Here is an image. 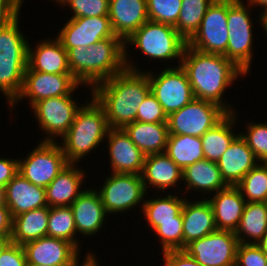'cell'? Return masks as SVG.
I'll return each instance as SVG.
<instances>
[{"mask_svg":"<svg viewBox=\"0 0 267 266\" xmlns=\"http://www.w3.org/2000/svg\"><path fill=\"white\" fill-rule=\"evenodd\" d=\"M124 50L125 69L91 89L92 97L103 108L110 129H123L137 121V111L151 92L148 74L136 69Z\"/></svg>","mask_w":267,"mask_h":266,"instance_id":"6da1fadb","label":"cell"},{"mask_svg":"<svg viewBox=\"0 0 267 266\" xmlns=\"http://www.w3.org/2000/svg\"><path fill=\"white\" fill-rule=\"evenodd\" d=\"M181 67L186 71L195 99L212 102L234 113L223 93L235 79L246 74L223 54L203 53L186 45Z\"/></svg>","mask_w":267,"mask_h":266,"instance_id":"7a4b0ae2","label":"cell"},{"mask_svg":"<svg viewBox=\"0 0 267 266\" xmlns=\"http://www.w3.org/2000/svg\"><path fill=\"white\" fill-rule=\"evenodd\" d=\"M67 57L71 74L90 89L125 69L124 42L120 38H106L89 47L69 49Z\"/></svg>","mask_w":267,"mask_h":266,"instance_id":"3957f363","label":"cell"},{"mask_svg":"<svg viewBox=\"0 0 267 266\" xmlns=\"http://www.w3.org/2000/svg\"><path fill=\"white\" fill-rule=\"evenodd\" d=\"M77 111L74 122L62 137L61 148L68 163H79L87 153L103 143L109 125L103 108L92 97Z\"/></svg>","mask_w":267,"mask_h":266,"instance_id":"277c9868","label":"cell"},{"mask_svg":"<svg viewBox=\"0 0 267 266\" xmlns=\"http://www.w3.org/2000/svg\"><path fill=\"white\" fill-rule=\"evenodd\" d=\"M19 15L0 29V91L9 106L20 95L28 66V41L19 29Z\"/></svg>","mask_w":267,"mask_h":266,"instance_id":"5b68a950","label":"cell"},{"mask_svg":"<svg viewBox=\"0 0 267 266\" xmlns=\"http://www.w3.org/2000/svg\"><path fill=\"white\" fill-rule=\"evenodd\" d=\"M127 44L136 46L151 60L179 59L181 65L187 41L173 26L148 20L124 41V50Z\"/></svg>","mask_w":267,"mask_h":266,"instance_id":"8992f818","label":"cell"},{"mask_svg":"<svg viewBox=\"0 0 267 266\" xmlns=\"http://www.w3.org/2000/svg\"><path fill=\"white\" fill-rule=\"evenodd\" d=\"M243 0H228L227 28L229 39L227 51L223 54L245 74L249 72L252 60L253 24L250 19L252 10Z\"/></svg>","mask_w":267,"mask_h":266,"instance_id":"52a82bcc","label":"cell"},{"mask_svg":"<svg viewBox=\"0 0 267 266\" xmlns=\"http://www.w3.org/2000/svg\"><path fill=\"white\" fill-rule=\"evenodd\" d=\"M228 113L220 106L199 99L167 116L169 134L203 136Z\"/></svg>","mask_w":267,"mask_h":266,"instance_id":"ba28073f","label":"cell"},{"mask_svg":"<svg viewBox=\"0 0 267 266\" xmlns=\"http://www.w3.org/2000/svg\"><path fill=\"white\" fill-rule=\"evenodd\" d=\"M68 164L60 144L55 141H40L26 159H18L19 174L42 188H46Z\"/></svg>","mask_w":267,"mask_h":266,"instance_id":"9c48e42d","label":"cell"},{"mask_svg":"<svg viewBox=\"0 0 267 266\" xmlns=\"http://www.w3.org/2000/svg\"><path fill=\"white\" fill-rule=\"evenodd\" d=\"M146 73L151 93L161 104L167 116L195 99L188 75L180 64L176 68H165L157 75L149 71Z\"/></svg>","mask_w":267,"mask_h":266,"instance_id":"30bf717a","label":"cell"},{"mask_svg":"<svg viewBox=\"0 0 267 266\" xmlns=\"http://www.w3.org/2000/svg\"><path fill=\"white\" fill-rule=\"evenodd\" d=\"M227 13L228 0H214L187 45L203 53L224 54L229 39Z\"/></svg>","mask_w":267,"mask_h":266,"instance_id":"8fae6325","label":"cell"},{"mask_svg":"<svg viewBox=\"0 0 267 266\" xmlns=\"http://www.w3.org/2000/svg\"><path fill=\"white\" fill-rule=\"evenodd\" d=\"M104 182L98 194L108 215L127 212L139 203L143 208L147 194L141 175L111 172Z\"/></svg>","mask_w":267,"mask_h":266,"instance_id":"7c38bea8","label":"cell"},{"mask_svg":"<svg viewBox=\"0 0 267 266\" xmlns=\"http://www.w3.org/2000/svg\"><path fill=\"white\" fill-rule=\"evenodd\" d=\"M72 98L74 96L50 97L32 106L39 128L46 133L42 141L54 142L57 136L62 138L68 132L77 111L81 108Z\"/></svg>","mask_w":267,"mask_h":266,"instance_id":"4fadbf2b","label":"cell"},{"mask_svg":"<svg viewBox=\"0 0 267 266\" xmlns=\"http://www.w3.org/2000/svg\"><path fill=\"white\" fill-rule=\"evenodd\" d=\"M238 238L232 231L216 230L185 248L203 266H235Z\"/></svg>","mask_w":267,"mask_h":266,"instance_id":"5bb4252c","label":"cell"},{"mask_svg":"<svg viewBox=\"0 0 267 266\" xmlns=\"http://www.w3.org/2000/svg\"><path fill=\"white\" fill-rule=\"evenodd\" d=\"M81 85L72 74H48L39 71H26L20 95L10 105L11 110L23 99H29L30 107L36 102L50 97L72 96ZM18 101V102H17Z\"/></svg>","mask_w":267,"mask_h":266,"instance_id":"9a60e30c","label":"cell"},{"mask_svg":"<svg viewBox=\"0 0 267 266\" xmlns=\"http://www.w3.org/2000/svg\"><path fill=\"white\" fill-rule=\"evenodd\" d=\"M59 31L56 37L66 51L89 47L106 38H119L112 29L109 16L70 18Z\"/></svg>","mask_w":267,"mask_h":266,"instance_id":"2e32d148","label":"cell"},{"mask_svg":"<svg viewBox=\"0 0 267 266\" xmlns=\"http://www.w3.org/2000/svg\"><path fill=\"white\" fill-rule=\"evenodd\" d=\"M27 265L72 266L79 260V250L70 242L44 236L22 245Z\"/></svg>","mask_w":267,"mask_h":266,"instance_id":"e0dca14e","label":"cell"},{"mask_svg":"<svg viewBox=\"0 0 267 266\" xmlns=\"http://www.w3.org/2000/svg\"><path fill=\"white\" fill-rule=\"evenodd\" d=\"M108 139L112 173L141 175L145 154L130 140L123 129H109Z\"/></svg>","mask_w":267,"mask_h":266,"instance_id":"ac0fdd59","label":"cell"},{"mask_svg":"<svg viewBox=\"0 0 267 266\" xmlns=\"http://www.w3.org/2000/svg\"><path fill=\"white\" fill-rule=\"evenodd\" d=\"M258 163L240 133L217 162L221 176L229 186H236Z\"/></svg>","mask_w":267,"mask_h":266,"instance_id":"d6986e66","label":"cell"},{"mask_svg":"<svg viewBox=\"0 0 267 266\" xmlns=\"http://www.w3.org/2000/svg\"><path fill=\"white\" fill-rule=\"evenodd\" d=\"M112 29L123 42L148 21L146 0H109Z\"/></svg>","mask_w":267,"mask_h":266,"instance_id":"ffe728a7","label":"cell"},{"mask_svg":"<svg viewBox=\"0 0 267 266\" xmlns=\"http://www.w3.org/2000/svg\"><path fill=\"white\" fill-rule=\"evenodd\" d=\"M70 207L73 211L77 233L88 237L100 232L107 212L98 190L84 189Z\"/></svg>","mask_w":267,"mask_h":266,"instance_id":"44dd1931","label":"cell"},{"mask_svg":"<svg viewBox=\"0 0 267 266\" xmlns=\"http://www.w3.org/2000/svg\"><path fill=\"white\" fill-rule=\"evenodd\" d=\"M4 193L12 218L47 206L45 188L32 184L19 173L5 186Z\"/></svg>","mask_w":267,"mask_h":266,"instance_id":"7402d4cb","label":"cell"},{"mask_svg":"<svg viewBox=\"0 0 267 266\" xmlns=\"http://www.w3.org/2000/svg\"><path fill=\"white\" fill-rule=\"evenodd\" d=\"M206 199L212 207L217 229L235 232L246 204L239 188L228 185Z\"/></svg>","mask_w":267,"mask_h":266,"instance_id":"603a6c76","label":"cell"},{"mask_svg":"<svg viewBox=\"0 0 267 266\" xmlns=\"http://www.w3.org/2000/svg\"><path fill=\"white\" fill-rule=\"evenodd\" d=\"M34 49L28 45V66L26 71L48 74H71L67 51L58 38L42 40ZM33 49V50H32Z\"/></svg>","mask_w":267,"mask_h":266,"instance_id":"cb8c5ba5","label":"cell"},{"mask_svg":"<svg viewBox=\"0 0 267 266\" xmlns=\"http://www.w3.org/2000/svg\"><path fill=\"white\" fill-rule=\"evenodd\" d=\"M182 220L183 250L192 241L218 230L212 207L205 198L195 202L185 200L182 208Z\"/></svg>","mask_w":267,"mask_h":266,"instance_id":"d4e9b609","label":"cell"},{"mask_svg":"<svg viewBox=\"0 0 267 266\" xmlns=\"http://www.w3.org/2000/svg\"><path fill=\"white\" fill-rule=\"evenodd\" d=\"M69 163L45 188L48 207L70 206L84 190H80L86 173Z\"/></svg>","mask_w":267,"mask_h":266,"instance_id":"484cf974","label":"cell"},{"mask_svg":"<svg viewBox=\"0 0 267 266\" xmlns=\"http://www.w3.org/2000/svg\"><path fill=\"white\" fill-rule=\"evenodd\" d=\"M183 171L165 154L157 153L145 156L142 171V180L147 191V186L156 187L161 191L175 187L182 181Z\"/></svg>","mask_w":267,"mask_h":266,"instance_id":"4316f807","label":"cell"},{"mask_svg":"<svg viewBox=\"0 0 267 266\" xmlns=\"http://www.w3.org/2000/svg\"><path fill=\"white\" fill-rule=\"evenodd\" d=\"M123 130L145 155L165 152L169 136L167 123L134 121Z\"/></svg>","mask_w":267,"mask_h":266,"instance_id":"83f0119b","label":"cell"},{"mask_svg":"<svg viewBox=\"0 0 267 266\" xmlns=\"http://www.w3.org/2000/svg\"><path fill=\"white\" fill-rule=\"evenodd\" d=\"M182 181L187 185L185 192L193 189L216 193L228 186L221 176L218 164L207 159L187 166L183 170Z\"/></svg>","mask_w":267,"mask_h":266,"instance_id":"f1b7e54d","label":"cell"},{"mask_svg":"<svg viewBox=\"0 0 267 266\" xmlns=\"http://www.w3.org/2000/svg\"><path fill=\"white\" fill-rule=\"evenodd\" d=\"M50 207L30 210L13 217L11 242H26L47 236Z\"/></svg>","mask_w":267,"mask_h":266,"instance_id":"f546056e","label":"cell"},{"mask_svg":"<svg viewBox=\"0 0 267 266\" xmlns=\"http://www.w3.org/2000/svg\"><path fill=\"white\" fill-rule=\"evenodd\" d=\"M266 233L267 202H246L242 217L234 232L239 243L257 244Z\"/></svg>","mask_w":267,"mask_h":266,"instance_id":"4dcf8cb0","label":"cell"},{"mask_svg":"<svg viewBox=\"0 0 267 266\" xmlns=\"http://www.w3.org/2000/svg\"><path fill=\"white\" fill-rule=\"evenodd\" d=\"M186 198L182 199L178 195H170L156 197V199H148L143 203V214L147 223L155 230L162 223L183 222L182 208Z\"/></svg>","mask_w":267,"mask_h":266,"instance_id":"1f68e13d","label":"cell"},{"mask_svg":"<svg viewBox=\"0 0 267 266\" xmlns=\"http://www.w3.org/2000/svg\"><path fill=\"white\" fill-rule=\"evenodd\" d=\"M236 116L235 112L228 113L218 124L201 136L205 159L217 163L238 136L232 131Z\"/></svg>","mask_w":267,"mask_h":266,"instance_id":"d6a6232c","label":"cell"},{"mask_svg":"<svg viewBox=\"0 0 267 266\" xmlns=\"http://www.w3.org/2000/svg\"><path fill=\"white\" fill-rule=\"evenodd\" d=\"M182 171L205 159L201 137L169 134L164 152Z\"/></svg>","mask_w":267,"mask_h":266,"instance_id":"836d02e7","label":"cell"},{"mask_svg":"<svg viewBox=\"0 0 267 266\" xmlns=\"http://www.w3.org/2000/svg\"><path fill=\"white\" fill-rule=\"evenodd\" d=\"M214 0H182V8L174 27L188 41L199 29L208 7Z\"/></svg>","mask_w":267,"mask_h":266,"instance_id":"e575fe53","label":"cell"},{"mask_svg":"<svg viewBox=\"0 0 267 266\" xmlns=\"http://www.w3.org/2000/svg\"><path fill=\"white\" fill-rule=\"evenodd\" d=\"M77 230L73 211L70 206L50 207L47 236L59 238L72 243L79 251Z\"/></svg>","mask_w":267,"mask_h":266,"instance_id":"d590c367","label":"cell"},{"mask_svg":"<svg viewBox=\"0 0 267 266\" xmlns=\"http://www.w3.org/2000/svg\"><path fill=\"white\" fill-rule=\"evenodd\" d=\"M236 186L246 202H267V163H258Z\"/></svg>","mask_w":267,"mask_h":266,"instance_id":"8d00e7d4","label":"cell"},{"mask_svg":"<svg viewBox=\"0 0 267 266\" xmlns=\"http://www.w3.org/2000/svg\"><path fill=\"white\" fill-rule=\"evenodd\" d=\"M146 4L150 21L176 26L182 0H146Z\"/></svg>","mask_w":267,"mask_h":266,"instance_id":"74e56055","label":"cell"},{"mask_svg":"<svg viewBox=\"0 0 267 266\" xmlns=\"http://www.w3.org/2000/svg\"><path fill=\"white\" fill-rule=\"evenodd\" d=\"M246 128L247 131L240 135L253 151L258 162L267 163V123L251 122Z\"/></svg>","mask_w":267,"mask_h":266,"instance_id":"f35d334b","label":"cell"},{"mask_svg":"<svg viewBox=\"0 0 267 266\" xmlns=\"http://www.w3.org/2000/svg\"><path fill=\"white\" fill-rule=\"evenodd\" d=\"M162 244V252L183 250V222L162 223L154 231Z\"/></svg>","mask_w":267,"mask_h":266,"instance_id":"ab89813d","label":"cell"},{"mask_svg":"<svg viewBox=\"0 0 267 266\" xmlns=\"http://www.w3.org/2000/svg\"><path fill=\"white\" fill-rule=\"evenodd\" d=\"M61 5H69L70 18L108 16L109 12V0H65Z\"/></svg>","mask_w":267,"mask_h":266,"instance_id":"60d3db41","label":"cell"},{"mask_svg":"<svg viewBox=\"0 0 267 266\" xmlns=\"http://www.w3.org/2000/svg\"><path fill=\"white\" fill-rule=\"evenodd\" d=\"M137 121L144 123H167V114L150 92L137 111Z\"/></svg>","mask_w":267,"mask_h":266,"instance_id":"b9f144b4","label":"cell"},{"mask_svg":"<svg viewBox=\"0 0 267 266\" xmlns=\"http://www.w3.org/2000/svg\"><path fill=\"white\" fill-rule=\"evenodd\" d=\"M235 266H267V255L256 244L239 243Z\"/></svg>","mask_w":267,"mask_h":266,"instance_id":"7bdbcfd3","label":"cell"},{"mask_svg":"<svg viewBox=\"0 0 267 266\" xmlns=\"http://www.w3.org/2000/svg\"><path fill=\"white\" fill-rule=\"evenodd\" d=\"M0 266H27L22 245L11 242L1 253Z\"/></svg>","mask_w":267,"mask_h":266,"instance_id":"ee69618b","label":"cell"},{"mask_svg":"<svg viewBox=\"0 0 267 266\" xmlns=\"http://www.w3.org/2000/svg\"><path fill=\"white\" fill-rule=\"evenodd\" d=\"M163 266H203L184 250L163 252Z\"/></svg>","mask_w":267,"mask_h":266,"instance_id":"f6af8a7d","label":"cell"},{"mask_svg":"<svg viewBox=\"0 0 267 266\" xmlns=\"http://www.w3.org/2000/svg\"><path fill=\"white\" fill-rule=\"evenodd\" d=\"M24 0H0V29L11 21H13L19 14Z\"/></svg>","mask_w":267,"mask_h":266,"instance_id":"bcb514c9","label":"cell"},{"mask_svg":"<svg viewBox=\"0 0 267 266\" xmlns=\"http://www.w3.org/2000/svg\"><path fill=\"white\" fill-rule=\"evenodd\" d=\"M19 173L18 160L0 158V187L5 186Z\"/></svg>","mask_w":267,"mask_h":266,"instance_id":"7dc6e473","label":"cell"},{"mask_svg":"<svg viewBox=\"0 0 267 266\" xmlns=\"http://www.w3.org/2000/svg\"><path fill=\"white\" fill-rule=\"evenodd\" d=\"M13 218L5 204H0V237H11Z\"/></svg>","mask_w":267,"mask_h":266,"instance_id":"c3c4849f","label":"cell"},{"mask_svg":"<svg viewBox=\"0 0 267 266\" xmlns=\"http://www.w3.org/2000/svg\"><path fill=\"white\" fill-rule=\"evenodd\" d=\"M85 260L81 263L82 266H100L99 261H97L96 256L91 254V252L87 253ZM79 260H77L72 266H81Z\"/></svg>","mask_w":267,"mask_h":266,"instance_id":"681fc988","label":"cell"},{"mask_svg":"<svg viewBox=\"0 0 267 266\" xmlns=\"http://www.w3.org/2000/svg\"><path fill=\"white\" fill-rule=\"evenodd\" d=\"M248 3L253 7V6H260L261 7V12L259 15H262L267 12V0H247Z\"/></svg>","mask_w":267,"mask_h":266,"instance_id":"f907efd6","label":"cell"},{"mask_svg":"<svg viewBox=\"0 0 267 266\" xmlns=\"http://www.w3.org/2000/svg\"><path fill=\"white\" fill-rule=\"evenodd\" d=\"M11 243V237H0V256L4 249Z\"/></svg>","mask_w":267,"mask_h":266,"instance_id":"816d5d0a","label":"cell"},{"mask_svg":"<svg viewBox=\"0 0 267 266\" xmlns=\"http://www.w3.org/2000/svg\"><path fill=\"white\" fill-rule=\"evenodd\" d=\"M256 245L267 255V233Z\"/></svg>","mask_w":267,"mask_h":266,"instance_id":"f5cc1de1","label":"cell"},{"mask_svg":"<svg viewBox=\"0 0 267 266\" xmlns=\"http://www.w3.org/2000/svg\"><path fill=\"white\" fill-rule=\"evenodd\" d=\"M259 21L261 22L262 27H264L267 36V12L259 16Z\"/></svg>","mask_w":267,"mask_h":266,"instance_id":"db71d44e","label":"cell"},{"mask_svg":"<svg viewBox=\"0 0 267 266\" xmlns=\"http://www.w3.org/2000/svg\"><path fill=\"white\" fill-rule=\"evenodd\" d=\"M0 204H5L4 188H1V187H0Z\"/></svg>","mask_w":267,"mask_h":266,"instance_id":"11a10c76","label":"cell"},{"mask_svg":"<svg viewBox=\"0 0 267 266\" xmlns=\"http://www.w3.org/2000/svg\"><path fill=\"white\" fill-rule=\"evenodd\" d=\"M54 1H56V4L58 3L61 5L65 0H54Z\"/></svg>","mask_w":267,"mask_h":266,"instance_id":"9f6ffc18","label":"cell"},{"mask_svg":"<svg viewBox=\"0 0 267 266\" xmlns=\"http://www.w3.org/2000/svg\"><path fill=\"white\" fill-rule=\"evenodd\" d=\"M27 266H46V265H27Z\"/></svg>","mask_w":267,"mask_h":266,"instance_id":"6f0895ef","label":"cell"}]
</instances>
